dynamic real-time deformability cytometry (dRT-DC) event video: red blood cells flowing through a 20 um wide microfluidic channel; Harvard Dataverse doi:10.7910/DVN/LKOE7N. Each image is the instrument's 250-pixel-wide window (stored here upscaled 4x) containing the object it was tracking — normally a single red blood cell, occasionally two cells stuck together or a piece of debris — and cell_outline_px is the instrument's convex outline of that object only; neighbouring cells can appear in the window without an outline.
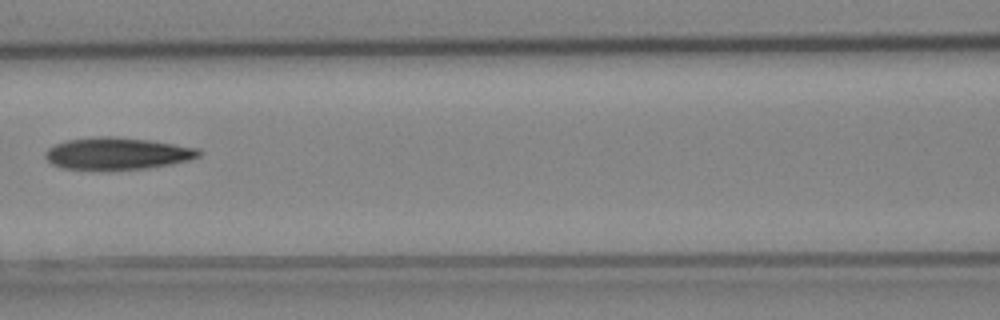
{"species": "Egyptian fruit bat (a non-hibernating species)", "species_latin": "Rousettus aegyptiacus", "temperature_condition": "cold", "stored_images_in_passage": 7, "camera_frame_rate_fps": 3000, "um_per_image_px": 0.085, "animal": {"sex": "female"}, "frame": {"image": 1, "passage_image": 7, "time_ms": 2.0, "image_size_px": [1000, 320], "cell_outline_px": [[200, 156], [192, 160], [172, 164], [148, 168], [64, 168], [52, 164], [44, 156], [44, 152], [48, 148], [56, 144], [68, 140], [96, 136], [112, 136], [148, 140], [200, 148]], "centroid_in_image_um": [10.01, 13.02], "position_along_channel_um": 156.6, "area_um2": 28.21}}